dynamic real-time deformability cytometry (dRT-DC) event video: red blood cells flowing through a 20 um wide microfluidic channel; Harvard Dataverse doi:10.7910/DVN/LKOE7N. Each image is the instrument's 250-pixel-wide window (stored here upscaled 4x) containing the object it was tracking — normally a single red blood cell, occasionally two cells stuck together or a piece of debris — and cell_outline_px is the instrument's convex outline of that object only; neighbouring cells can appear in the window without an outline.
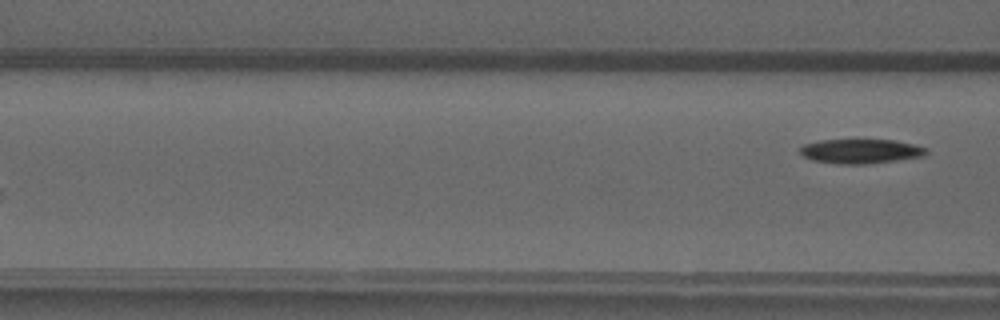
{"species": "common noctule bat (a hibernating species)", "species_latin": "Nyctalus noctula", "temperature_condition": "warm", "stored_images_in_passage": 5, "camera_frame_rate_fps": 3000, "um_per_image_px": 0.085, "animal": {"sex": "male", "forearm_length_mm": 52.5}, "frame": {"image": 1, "passage_image": 5, "time_ms": 4.667, "image_size_px": [1000, 320], "cell_outline_px": [[928, 152], [924, 156], [868, 164], [836, 164], [812, 160], [804, 156], [800, 152], [800, 148], [804, 144], [820, 140], [892, 140], [912, 144], [928, 148]], "centroid_in_image_um": [73.16, 12.86], "position_along_channel_um": 93.4, "area_um2": 17.92}}